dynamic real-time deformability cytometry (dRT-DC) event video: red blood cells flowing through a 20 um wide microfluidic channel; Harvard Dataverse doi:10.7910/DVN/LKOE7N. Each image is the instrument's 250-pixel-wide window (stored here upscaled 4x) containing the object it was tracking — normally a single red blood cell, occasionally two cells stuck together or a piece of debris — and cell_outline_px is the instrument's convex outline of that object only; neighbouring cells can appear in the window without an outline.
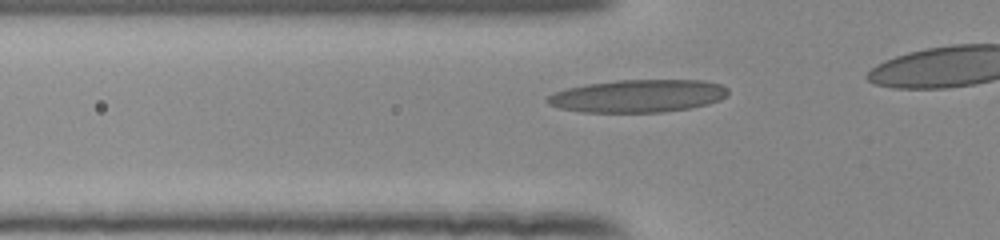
{"species": "human", "species_latin": "Homo sapiens", "temperature_condition": "room temperature", "stored_images_in_passage": 16, "camera_frame_rate_fps": 3000, "um_per_image_px": 0.085, "donor": {"sex": "female"}, "frame": {"image": 1, "passage_image": 7, "time_ms": 2.0, "image_size_px": [1000, 240], "cell_outline_px": [[728, 96], [720, 100], [708, 104], [688, 108], [660, 112], [580, 112], [560, 108], [548, 104], [544, 100], [544, 96], [568, 88], [588, 84], [616, 80], [704, 80], [720, 84], [728, 88]], "centroid_in_image_um": [54.22, 8.15], "position_along_channel_um": 71.6, "area_um2": 34.56}}
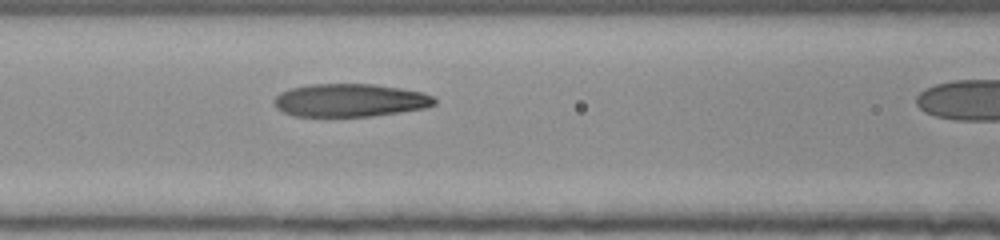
{"frame": {"image": 2, "passage_image": 12, "time_ms": 3.667, "image_size_px": [1000, 240], "cell_outline_px": [[436, 104], [428, 108], [372, 116], [292, 116], [276, 108], [272, 100], [280, 92], [292, 88], [312, 84], [376, 84], [400, 88], [420, 92], [432, 96], [436, 100]], "centroid_in_image_um": [29.75, 8.53], "position_along_channel_um": 136.9, "area_um2": 30.92}}